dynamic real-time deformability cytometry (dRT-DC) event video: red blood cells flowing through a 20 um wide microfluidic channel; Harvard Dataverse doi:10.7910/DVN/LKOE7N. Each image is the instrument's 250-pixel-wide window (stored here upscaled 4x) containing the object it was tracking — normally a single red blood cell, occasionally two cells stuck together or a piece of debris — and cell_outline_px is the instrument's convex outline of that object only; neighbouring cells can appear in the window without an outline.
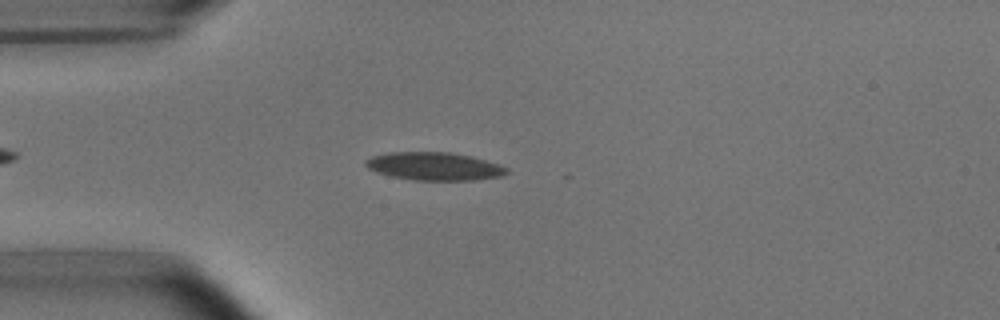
{"species": "common noctule bat (a hibernating species)", "species_latin": "Nyctalus noctula", "temperature_condition": "room temperature", "stored_images_in_passage": 45, "camera_frame_rate_fps": 3000, "um_per_image_px": 0.085, "animal": {"sex": "male", "body_mass_g": 15.6}, "frame": {"image": 1, "passage_image": 7, "time_ms": 2.0, "image_size_px": [1000, 320], "cell_outline_px": [[508, 172], [500, 176], [472, 180], [412, 180], [388, 176], [376, 172], [368, 168], [364, 164], [364, 160], [372, 156], [388, 152], [448, 152], [472, 156], [500, 164], [508, 168]], "centroid_in_image_um": [36.88, 14.13], "position_along_channel_um": 48.1, "area_um2": 23.18}}
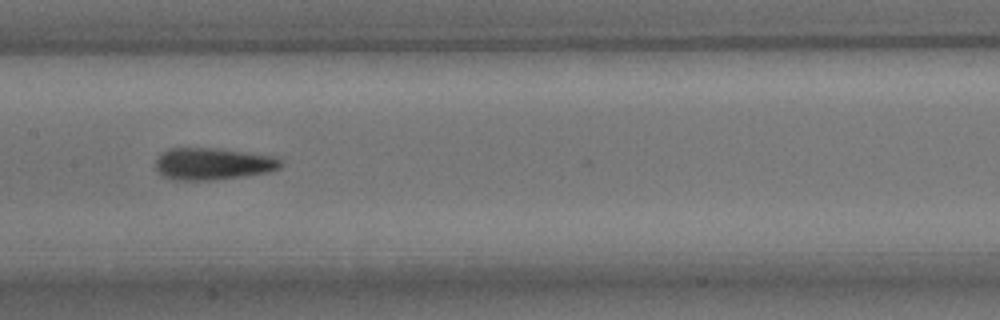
{"frame": {"image": 2, "passage_image": 19, "time_ms": 6.0, "image_size_px": [1000, 320], "cell_outline_px": [[284, 164], [280, 168], [268, 172], [244, 176], [208, 180], [172, 180], [164, 176], [156, 168], [156, 160], [160, 152], [168, 148], [216, 148], [248, 152], [272, 156], [284, 160]], "centroid_in_image_um": [18.11, 13.91], "position_along_channel_um": 189.3, "area_um2": 23.47}}
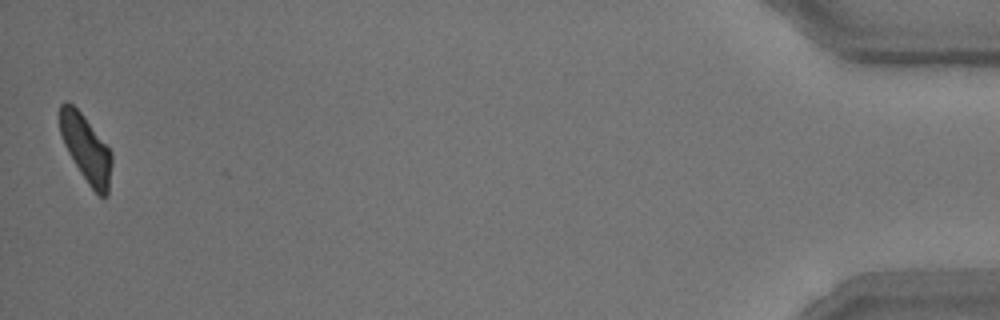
{"frame": {"image": 3, "passage_image": 45, "time_ms": 14.667, "image_size_px": [1000, 320], "cell_outline_px": [[112, 164], [108, 196], [100, 196], [88, 184], [80, 172], [68, 152], [64, 144], [60, 132], [60, 104], [64, 100], [68, 100], [84, 116], [112, 152]], "centroid_in_image_um": [7.32, 12.62], "position_along_channel_um": 427.9, "area_um2": 20.17}, "authors_computed_cell_mechanics": {"area_um2": 22.4264, "velocity_mm_per_s": 3.809, "shape_relaxation_time_tau1_ms": 4.1249, "shape_relaxation_time_tau2_ms": 2.6989, "deformation_change_tau1": 0.1532, "deformation_change_tau2": 0.1165}}